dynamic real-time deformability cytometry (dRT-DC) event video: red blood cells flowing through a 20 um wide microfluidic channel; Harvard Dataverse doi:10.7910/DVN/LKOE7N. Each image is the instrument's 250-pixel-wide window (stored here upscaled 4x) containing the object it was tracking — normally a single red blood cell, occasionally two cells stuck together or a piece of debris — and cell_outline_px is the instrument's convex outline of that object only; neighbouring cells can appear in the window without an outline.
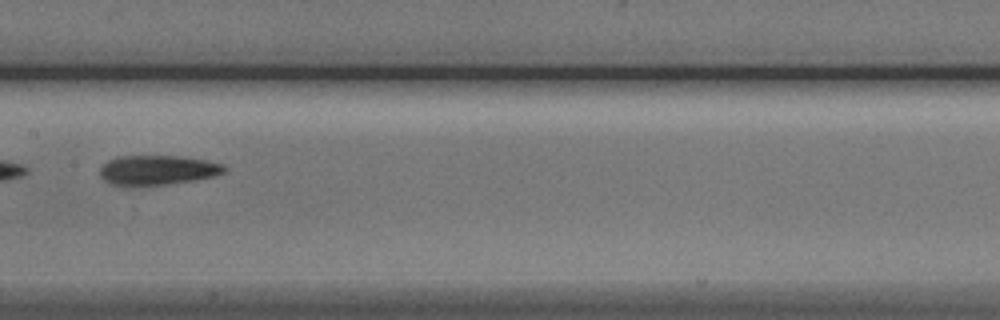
{"species": "Egyptian fruit bat (a non-hibernating species)", "species_latin": "Rousettus aegyptiacus", "temperature_condition": "cold", "stored_images_in_passage": 5, "camera_frame_rate_fps": 3000, "um_per_image_px": 0.085, "animal": {"sex": "male"}, "frame": {"image": 1, "passage_image": 4, "time_ms": 3.667, "image_size_px": [1000, 320], "cell_outline_px": [[228, 168], [224, 172], [216, 176], [168, 184], [136, 188], [132, 188], [112, 184], [104, 180], [100, 176], [100, 168], [108, 160], [116, 156], [180, 156], [204, 160], [224, 164]], "centroid_in_image_um": [13.35, 14.48], "position_along_channel_um": 194.0, "area_um2": 22.02}}
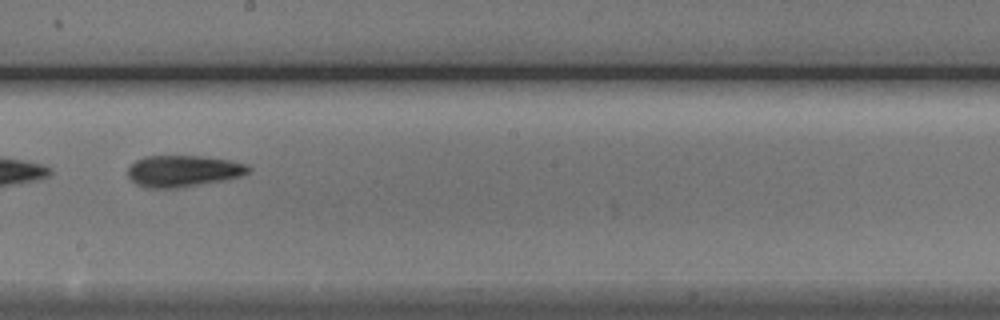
{"frame": {"image": 2, "passage_image": 5, "time_ms": 4.667, "image_size_px": [1000, 320], "cell_outline_px": [[252, 168], [248, 172], [240, 176], [228, 180], [176, 188], [148, 188], [136, 184], [128, 176], [128, 168], [136, 160], [144, 156], [204, 156], [228, 160], [248, 164]], "centroid_in_image_um": [15.59, 14.54], "position_along_channel_um": 232.6, "area_um2": 22.25}}